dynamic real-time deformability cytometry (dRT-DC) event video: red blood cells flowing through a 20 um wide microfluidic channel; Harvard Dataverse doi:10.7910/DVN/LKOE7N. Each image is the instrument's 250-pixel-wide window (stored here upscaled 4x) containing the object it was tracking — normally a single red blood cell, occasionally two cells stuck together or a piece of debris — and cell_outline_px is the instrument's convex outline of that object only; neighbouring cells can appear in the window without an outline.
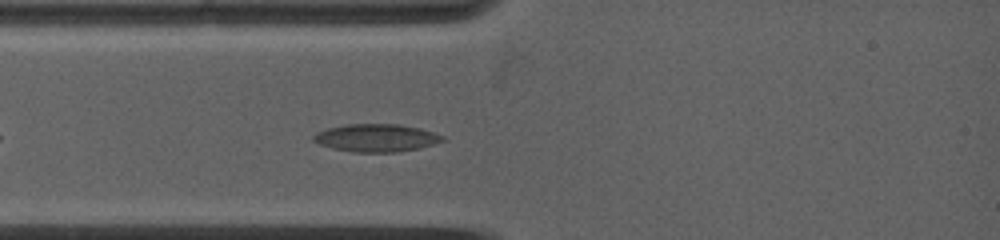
{"species": "common noctule bat (a hibernating species)", "species_latin": "Nyctalus noctula", "temperature_condition": "warm", "stored_images_in_passage": 32, "camera_frame_rate_fps": 5000, "um_per_image_px": 0.085, "animal": {"sex": "female", "body_mass_g": 19.0, "forearm_length_mm": 53.3}, "frame": {"image": 1, "passage_image": 5, "time_ms": 1.8, "image_size_px": [1000, 240], "cell_outline_px": [[444, 140], [420, 148], [396, 152], [352, 152], [332, 148], [320, 144], [312, 140], [312, 136], [316, 132], [328, 128], [344, 124], [400, 124], [420, 128], [444, 136]], "centroid_in_image_um": [31.95, 11.71], "position_along_channel_um": 53.1, "area_um2": 20.87}}
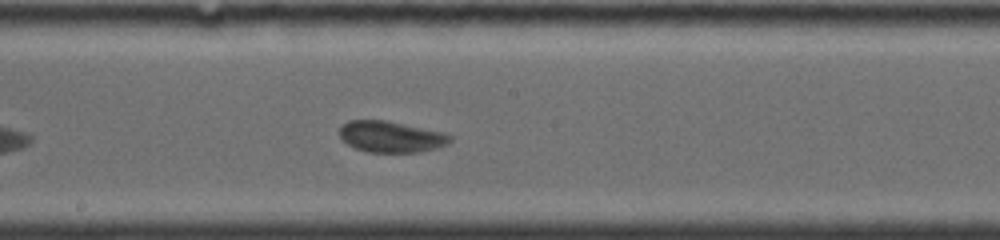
{"frame": {"image": 2, "passage_image": 15, "time_ms": 6.0, "image_size_px": [1000, 240], "cell_outline_px": [[452, 140], [448, 144], [436, 148], [420, 152], [368, 152], [356, 148], [348, 144], [340, 136], [340, 128], [348, 120], [384, 120], [444, 132], [452, 136]], "centroid_in_image_um": [33.27, 11.62], "position_along_channel_um": 214.9, "area_um2": 20.0}}
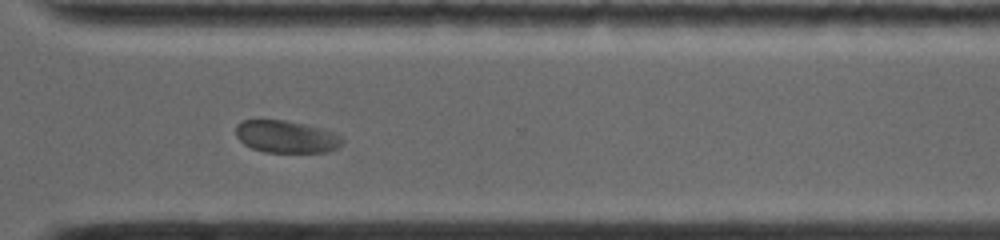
{"frame": {"image": 3, "passage_image": 24, "time_ms": 9.4, "image_size_px": [1000, 240], "cell_outline_px": [[344, 140], [336, 148], [328, 152], [264, 152], [252, 148], [244, 144], [236, 136], [236, 124], [244, 120], [284, 120], [304, 124], [320, 128], [344, 136]], "centroid_in_image_um": [24.33, 11.62], "position_along_channel_um": 346.3, "area_um2": 20.0}, "authors_computed_cell_mechanics": {"area_um2": 20.1433, "velocity_mm_per_s": 3.8504, "shape_relaxation_time_tau1_ms": 7.3136, "shape_relaxation_time_tau2_ms": null, "deformation_change_tau1": 0.1226, "deformation_change_tau2": null}}